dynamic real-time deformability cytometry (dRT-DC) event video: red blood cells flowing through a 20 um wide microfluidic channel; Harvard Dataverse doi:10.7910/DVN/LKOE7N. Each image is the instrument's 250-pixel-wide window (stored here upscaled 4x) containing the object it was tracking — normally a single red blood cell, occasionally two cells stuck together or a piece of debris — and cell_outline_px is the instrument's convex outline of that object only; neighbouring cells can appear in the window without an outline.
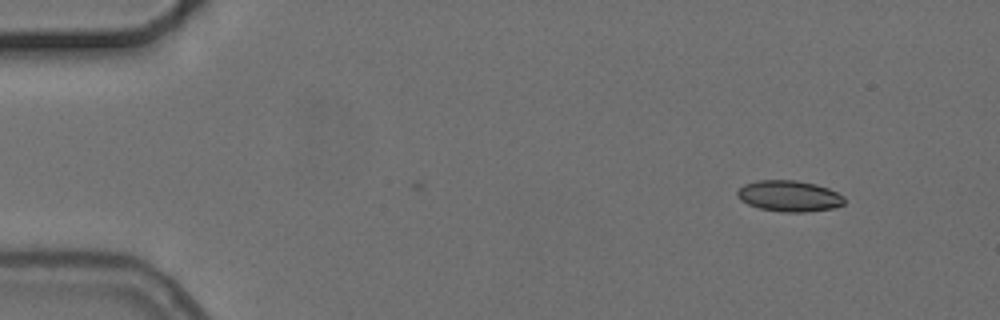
{"species": "common noctule bat (a hibernating species)", "species_latin": "Nyctalus noctula", "temperature_condition": "cold", "stored_images_in_passage": 6, "camera_frame_rate_fps": 3000, "um_per_image_px": 0.085, "animal": {"sex": "female", "body_mass_g": 24.6, "forearm_length_mm": 56.2}, "frame": {"image": 1, "passage_image": 1, "time_ms": 0.0, "image_size_px": [1000, 320], "cell_outline_px": [[844, 204], [832, 208], [804, 212], [784, 212], [760, 208], [748, 204], [740, 200], [736, 196], [736, 192], [744, 184], [756, 180], [796, 180], [816, 184], [828, 188], [844, 196]], "centroid_in_image_um": [67.06, 16.65], "position_along_channel_um": 17.9, "area_um2": 19.36}}
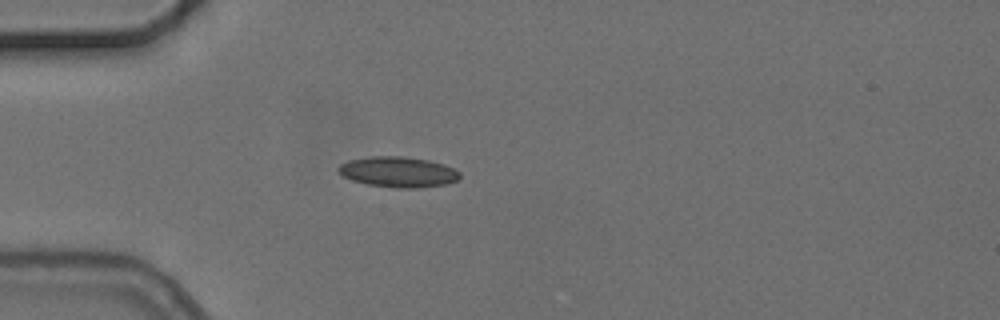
{"frame": {"image": 2, "passage_image": 4, "time_ms": 3.333, "image_size_px": [1000, 320], "cell_outline_px": [[460, 176], [456, 180], [444, 184], [412, 188], [396, 188], [368, 184], [352, 180], [344, 176], [336, 168], [340, 164], [348, 160], [372, 156], [400, 156], [428, 160], [444, 164], [460, 172]], "centroid_in_image_um": [33.82, 14.6], "position_along_channel_um": 51.2, "area_um2": 21.33}}